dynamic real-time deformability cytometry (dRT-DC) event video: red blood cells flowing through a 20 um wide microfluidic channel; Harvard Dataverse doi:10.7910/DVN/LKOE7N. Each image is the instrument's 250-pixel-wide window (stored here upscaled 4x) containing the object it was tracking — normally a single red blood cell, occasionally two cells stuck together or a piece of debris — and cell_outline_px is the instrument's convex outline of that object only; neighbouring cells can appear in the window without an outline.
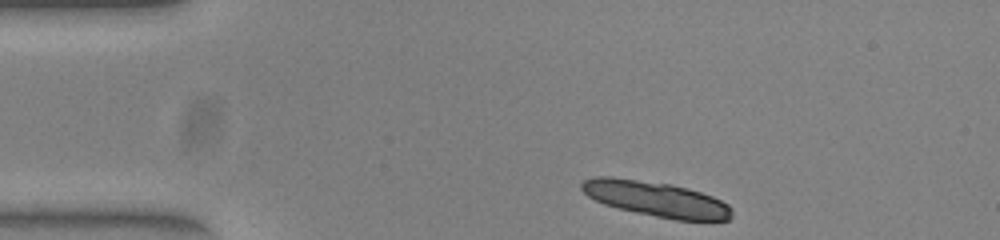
{"species": "common noctule bat (a hibernating species)", "species_latin": "Nyctalus noctula", "temperature_condition": "warm", "stored_images_in_passage": 17, "camera_frame_rate_fps": 3000, "um_per_image_px": 0.085, "animal": {"sex": "female", "body_mass_g": 23.0, "forearm_length_mm": 53.4}, "frame": {"image": 1, "passage_image": 1, "time_ms": 0.0, "image_size_px": [1000, 240], "cell_outline_px": [[732, 216], [728, 220], [676, 220], [636, 212], [604, 204], [588, 196], [580, 188], [580, 184], [584, 180], [600, 176], [608, 176], [668, 184], [700, 192], [712, 196], [728, 204], [732, 208]], "centroid_in_image_um": [55.77, 16.92], "position_along_channel_um": 29.2, "area_um2": 30.29}}
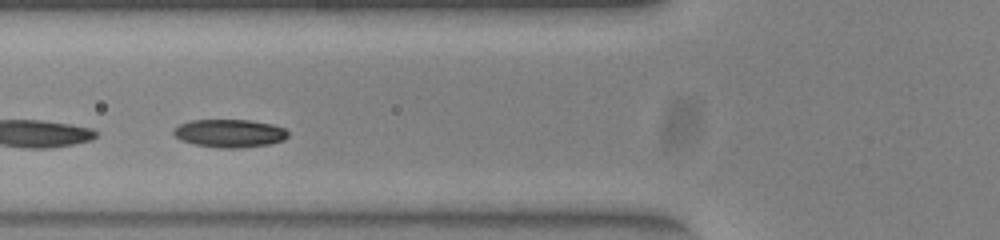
{"frame": {"image": 2, "passage_image": 12, "time_ms": 3.667, "image_size_px": [1000, 240], "cell_outline_px": [[288, 136], [284, 140], [268, 144], [240, 148], [220, 148], [196, 144], [184, 140], [176, 136], [172, 132], [180, 124], [192, 120], [248, 120], [272, 124], [284, 128], [288, 132]], "centroid_in_image_um": [19.56, 11.33], "position_along_channel_um": 106.2, "area_um2": 18.44}}